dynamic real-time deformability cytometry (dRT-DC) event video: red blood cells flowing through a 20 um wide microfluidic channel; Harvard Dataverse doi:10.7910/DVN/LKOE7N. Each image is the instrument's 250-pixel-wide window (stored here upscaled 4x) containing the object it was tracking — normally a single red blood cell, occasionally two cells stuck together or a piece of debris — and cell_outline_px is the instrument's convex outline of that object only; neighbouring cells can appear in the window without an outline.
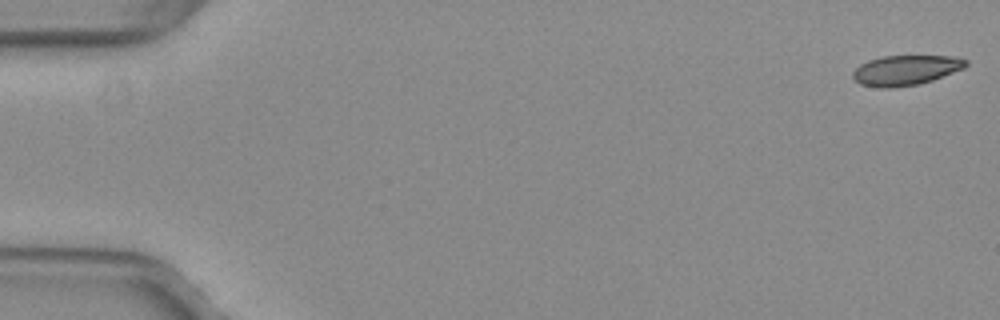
{"species": "common noctule bat (a hibernating species)", "species_latin": "Nyctalus noctula", "temperature_condition": "warm", "stored_images_in_passage": 52, "camera_frame_rate_fps": 3000, "um_per_image_px": 0.085, "animal": {"sex": "female", "body_mass_g": 29.2, "forearm_length_mm": 56.3}, "frame": {"image": 1, "passage_image": 1, "time_ms": 0.0, "image_size_px": [1000, 320], "cell_outline_px": [[968, 64], [964, 68], [932, 80], [920, 84], [892, 88], [880, 88], [860, 84], [852, 76], [852, 72], [860, 64], [868, 60], [880, 56], [956, 56], [968, 60]], "centroid_in_image_um": [76.98, 5.96], "position_along_channel_um": 8.0, "area_um2": 19.88}}
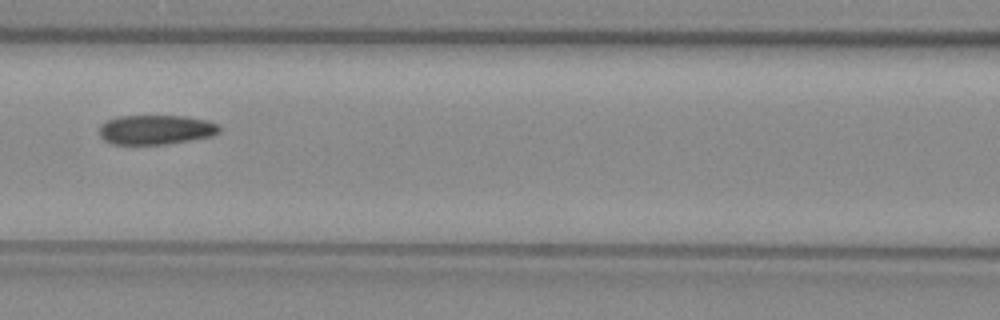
{"frame": {"image": 2, "passage_image": 24, "time_ms": 7.667, "image_size_px": [1000, 320], "cell_outline_px": [[220, 132], [212, 136], [164, 144], [112, 144], [104, 140], [100, 136], [100, 124], [116, 116], [184, 116], [208, 120], [216, 124], [220, 128]], "centroid_in_image_um": [13.23, 11.02], "position_along_channel_um": 153.4, "area_um2": 20.58}}
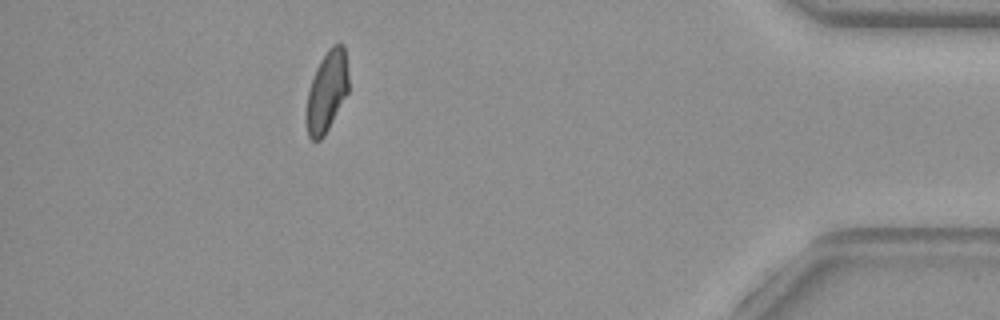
{"frame": {"image": 3, "passage_image": 47, "time_ms": 15.333, "image_size_px": [1000, 320], "cell_outline_px": [[348, 92], [324, 136], [320, 140], [312, 140], [308, 136], [304, 116], [308, 88], [316, 68], [320, 60], [328, 48], [332, 44], [340, 40], [344, 44], [348, 76]], "centroid_in_image_um": [27.75, 7.75], "position_along_channel_um": 407.4, "area_um2": 20.35}, "authors_computed_cell_mechanics": {"area_um2": 20.8947, "velocity_mm_per_s": 3.9951, "shape_relaxation_time_tau1_ms": null, "shape_relaxation_time_tau2_ms": 2.1596, "deformation_change_tau1": null, "deformation_change_tau2": 0.0718}}